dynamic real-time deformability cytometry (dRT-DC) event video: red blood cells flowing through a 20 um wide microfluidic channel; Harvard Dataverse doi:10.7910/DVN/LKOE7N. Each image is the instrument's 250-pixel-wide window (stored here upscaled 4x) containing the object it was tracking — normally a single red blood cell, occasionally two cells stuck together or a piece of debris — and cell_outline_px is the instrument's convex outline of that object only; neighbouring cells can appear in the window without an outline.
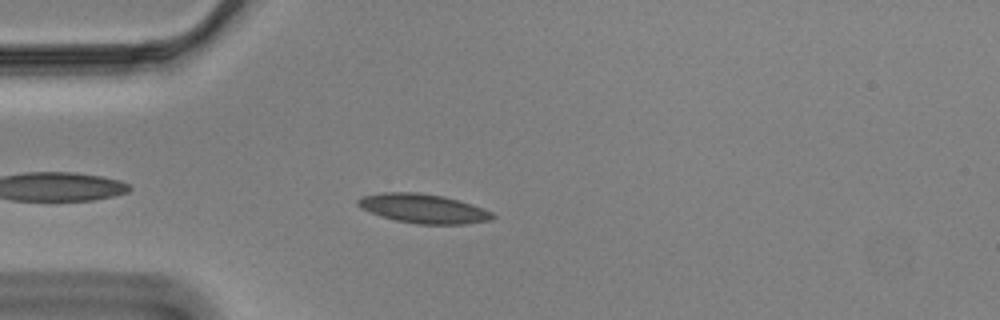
{"species": "Egyptian fruit bat (a non-hibernating species)", "species_latin": "Rousettus aegyptiacus", "temperature_condition": "cold", "stored_images_in_passage": 29, "camera_frame_rate_fps": 3000, "um_per_image_px": 0.085, "animal": {"sex": "male"}, "frame": {"image": 1, "passage_image": 6, "time_ms": 1.667, "image_size_px": [1000, 320], "cell_outline_px": [[496, 216], [492, 220], [464, 224], [416, 224], [396, 220], [380, 216], [360, 208], [356, 204], [356, 200], [364, 196], [380, 192], [420, 192], [444, 196], [460, 200], [472, 204], [492, 212]], "centroid_in_image_um": [35.98, 17.72], "position_along_channel_um": 49.0, "area_um2": 23.12}}
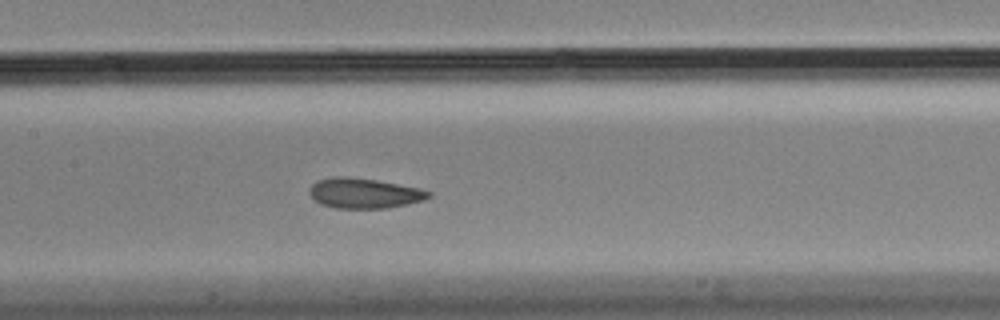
{"frame": {"image": 2, "passage_image": 18, "time_ms": 5.667, "image_size_px": [1000, 320], "cell_outline_px": [[432, 196], [424, 200], [408, 204], [388, 208], [336, 208], [320, 204], [308, 192], [312, 184], [316, 180], [332, 176], [348, 176], [376, 180], [420, 188], [432, 192]], "centroid_in_image_um": [30.96, 16.42], "position_along_channel_um": 176.4, "area_um2": 21.1}}
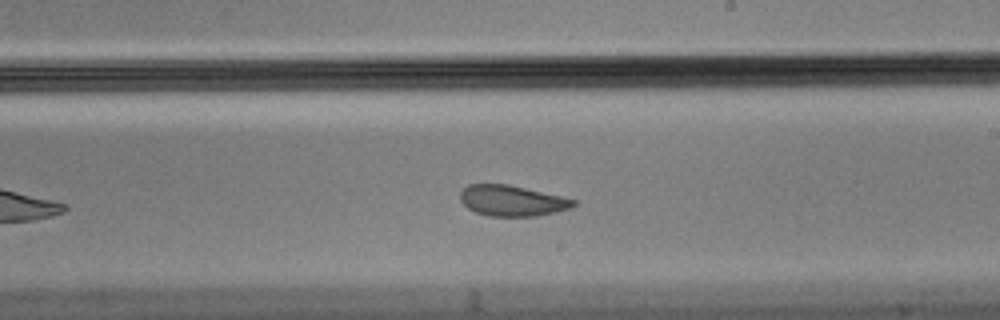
{"frame": {"image": 3, "passage_image": 24, "time_ms": 7.667, "image_size_px": [1000, 320], "cell_outline_px": [[576, 204], [572, 208], [556, 212], [536, 216], [488, 216], [476, 212], [468, 208], [460, 200], [460, 192], [468, 184], [508, 184], [560, 196], [576, 200]], "centroid_in_image_um": [43.52, 17.06], "position_along_channel_um": 245.5, "area_um2": 20.23}}